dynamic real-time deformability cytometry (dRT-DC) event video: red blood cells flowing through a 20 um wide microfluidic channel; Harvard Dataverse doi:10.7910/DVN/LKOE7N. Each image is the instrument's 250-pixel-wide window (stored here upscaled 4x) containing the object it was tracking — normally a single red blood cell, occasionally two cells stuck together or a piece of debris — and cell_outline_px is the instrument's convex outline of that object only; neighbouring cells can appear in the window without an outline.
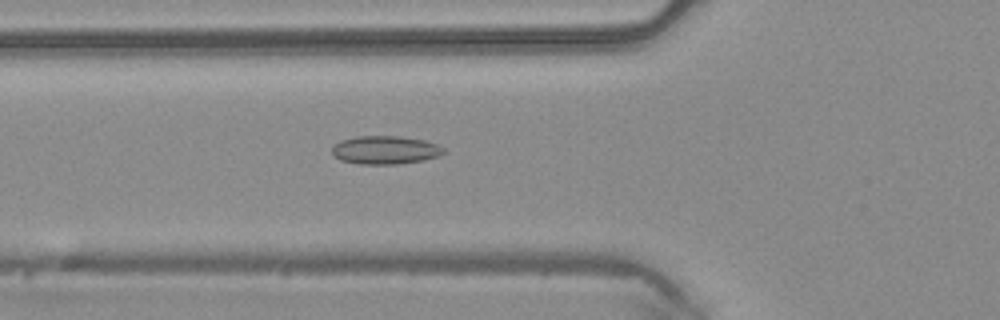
{"species": "common noctule bat (a hibernating species)", "species_latin": "Nyctalus noctula", "temperature_condition": "warm", "stored_images_in_passage": 37, "camera_frame_rate_fps": 3000, "um_per_image_px": 0.085, "animal": {"sex": "male", "body_mass_g": 20.4}, "frame": {"image": 1, "passage_image": 7, "time_ms": 2.0, "image_size_px": [1000, 320], "cell_outline_px": [[444, 152], [440, 156], [424, 160], [396, 164], [360, 164], [340, 160], [332, 156], [332, 148], [340, 140], [356, 136], [400, 136], [424, 140], [436, 144], [444, 148]], "centroid_in_image_um": [32.73, 12.75], "position_along_channel_um": 93.1, "area_um2": 18.5}}
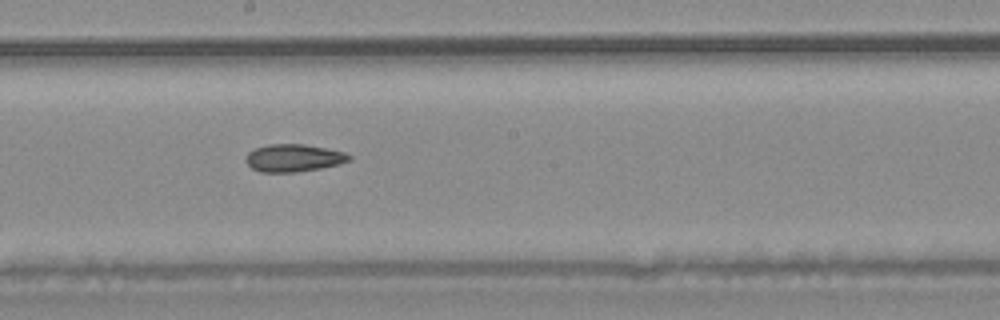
{"frame": {"image": 2, "passage_image": 16, "time_ms": 5.0, "image_size_px": [1000, 320], "cell_outline_px": [[352, 160], [340, 164], [320, 168], [296, 172], [260, 172], [252, 168], [244, 160], [248, 152], [256, 148], [268, 144], [304, 144], [344, 152], [352, 156]], "centroid_in_image_um": [24.96, 13.43], "position_along_channel_um": 223.2, "area_um2": 16.59}}
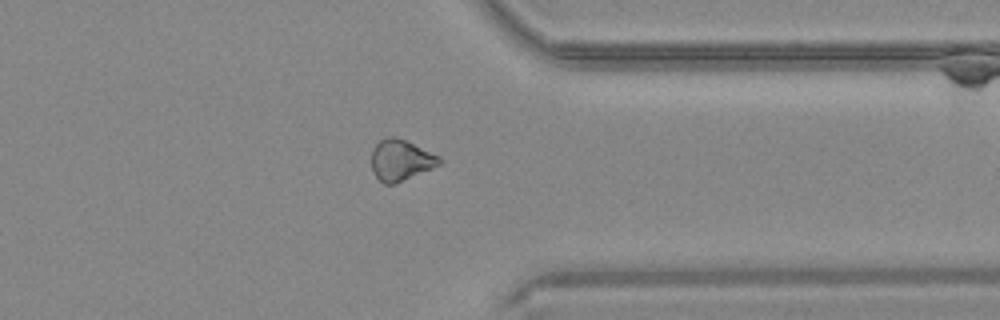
{"frame": {"image": 3, "passage_image": 27, "time_ms": 8.667, "image_size_px": [1000, 320], "cell_outline_px": [[444, 160], [440, 164], [432, 168], [392, 184], [384, 184], [372, 172], [372, 148], [384, 136], [396, 136], [440, 156]], "centroid_in_image_um": [34.05, 13.58], "position_along_channel_um": 377.3, "area_um2": 16.13}}